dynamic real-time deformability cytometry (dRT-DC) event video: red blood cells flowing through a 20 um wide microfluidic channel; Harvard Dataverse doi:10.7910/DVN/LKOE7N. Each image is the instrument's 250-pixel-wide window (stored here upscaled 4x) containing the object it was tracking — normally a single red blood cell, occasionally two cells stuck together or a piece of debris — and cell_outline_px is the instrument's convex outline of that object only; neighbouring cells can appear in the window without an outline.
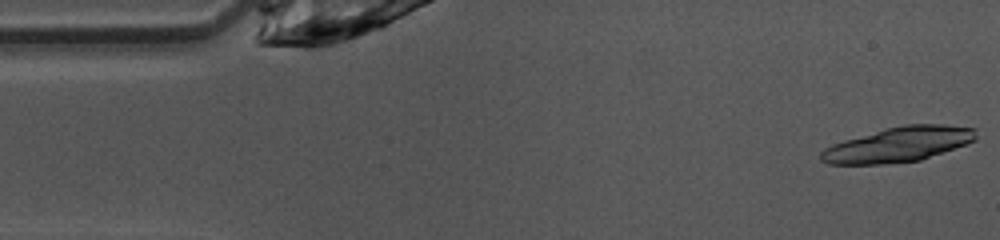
{"species": "common noctule bat (a hibernating species)", "species_latin": "Nyctalus noctula", "temperature_condition": "warm", "stored_images_in_passage": 46, "camera_frame_rate_fps": 3000, "um_per_image_px": 0.085, "animal": {"sex": "female", "body_mass_g": 10.0, "forearm_length_mm": 53.1}, "frame": {"image": 1, "passage_image": 1, "time_ms": 0.0, "image_size_px": [1000, 240], "cell_outline_px": [[976, 140], [920, 160], [880, 164], [828, 164], [820, 160], [820, 152], [824, 148], [832, 144], [844, 140], [888, 128], [904, 124], [944, 124], [976, 128]], "centroid_in_image_um": [76.35, 12.27], "position_along_channel_um": 8.6, "area_um2": 31.27}}